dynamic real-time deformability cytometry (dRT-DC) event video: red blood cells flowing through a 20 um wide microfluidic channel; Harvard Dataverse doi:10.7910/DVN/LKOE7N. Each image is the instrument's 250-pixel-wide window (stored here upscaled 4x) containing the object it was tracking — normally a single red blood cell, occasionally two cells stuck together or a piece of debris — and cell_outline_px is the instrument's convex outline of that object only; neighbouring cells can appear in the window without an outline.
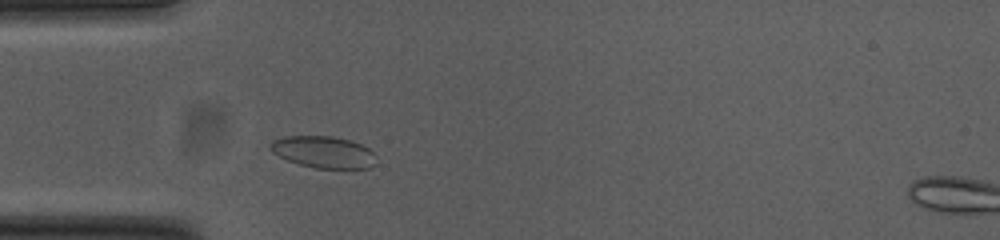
{"species": "common noctule bat (a hibernating species)", "species_latin": "Nyctalus noctula", "temperature_condition": "cold", "stored_images_in_passage": 38, "camera_frame_rate_fps": 3000, "um_per_image_px": 0.085, "animal": {"sex": "female", "body_mass_g": 23.0, "forearm_length_mm": 53.4}, "frame": {"image": 1, "passage_image": 6, "time_ms": 1.667, "image_size_px": [1000, 240], "cell_outline_px": [[376, 164], [368, 168], [316, 168], [300, 164], [288, 160], [272, 152], [268, 148], [268, 144], [272, 140], [284, 136], [332, 136], [348, 140], [360, 144], [368, 148], [376, 156]], "centroid_in_image_um": [27.47, 12.92], "position_along_channel_um": 57.5, "area_um2": 19.59}}
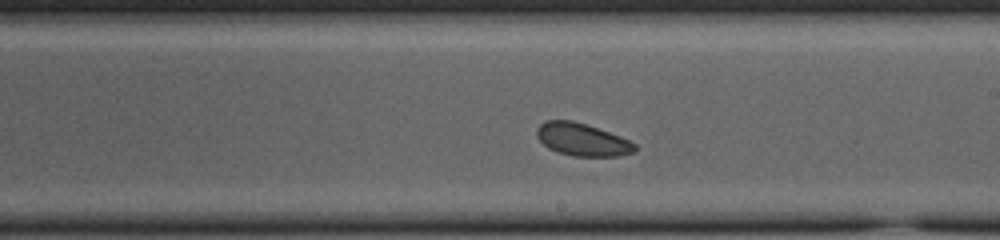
{"frame": {"image": 2, "passage_image": 21, "time_ms": 6.667, "image_size_px": [1000, 240], "cell_outline_px": [[636, 152], [616, 156], [572, 156], [548, 148], [536, 136], [536, 128], [544, 120], [572, 120], [620, 136], [636, 144]], "centroid_in_image_um": [49.47, 11.86], "position_along_channel_um": 239.5, "area_um2": 18.5}}
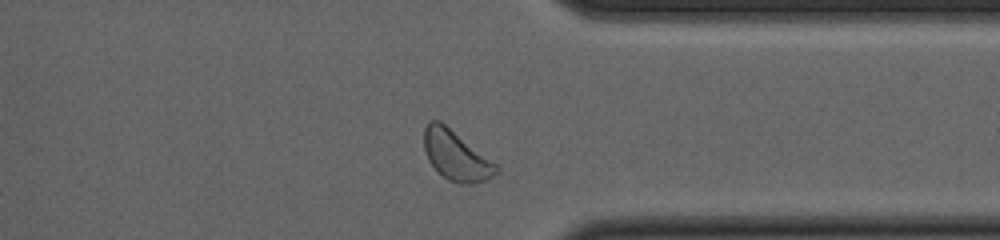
{"frame": {"image": 3, "passage_image": 32, "time_ms": 10.333, "image_size_px": [1000, 240], "cell_outline_px": [[500, 172], [476, 184], [460, 184], [448, 180], [428, 160], [424, 148], [424, 128], [432, 120], [440, 120], [496, 164], [500, 168]], "centroid_in_image_um": [38.77, 13.23], "position_along_channel_um": 372.6, "area_um2": 20.58}, "authors_computed_cell_mechanics": {"area_um2": 19.1029, "velocity_mm_per_s": 3.7185, "shape_relaxation_time_tau1_ms": null, "shape_relaxation_time_tau2_ms": 7.8078, "deformation_change_tau1": null, "deformation_change_tau2": 0.1021}}